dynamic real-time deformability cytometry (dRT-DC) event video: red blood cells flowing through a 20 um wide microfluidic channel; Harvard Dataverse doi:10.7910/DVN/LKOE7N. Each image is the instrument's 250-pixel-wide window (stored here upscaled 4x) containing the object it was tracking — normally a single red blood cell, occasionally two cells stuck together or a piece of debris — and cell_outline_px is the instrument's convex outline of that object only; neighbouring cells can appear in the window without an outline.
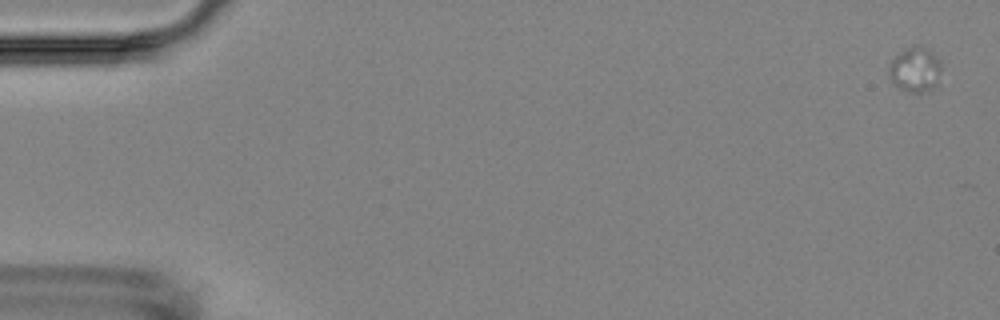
{"species": "Egyptian fruit bat (a non-hibernating species)", "species_latin": "Rousettus aegyptiacus", "temperature_condition": "room temperature", "stored_images_in_passage": 4, "camera_frame_rate_fps": 3000, "um_per_image_px": 0.085, "animal": {"sex": "female"}, "frame": {"image": 1, "passage_image": 1, "time_ms": 0.0, "image_size_px": [1000, 320], "cell_outline_px": [[940, 72], [936, 84], [932, 88], [920, 92], [908, 92], [892, 84], [888, 72], [888, 64], [900, 52], [916, 44], [924, 44], [940, 60]], "centroid_in_image_um": [77.76, 5.88], "position_along_channel_um": 7.2, "area_um2": 13.81}}